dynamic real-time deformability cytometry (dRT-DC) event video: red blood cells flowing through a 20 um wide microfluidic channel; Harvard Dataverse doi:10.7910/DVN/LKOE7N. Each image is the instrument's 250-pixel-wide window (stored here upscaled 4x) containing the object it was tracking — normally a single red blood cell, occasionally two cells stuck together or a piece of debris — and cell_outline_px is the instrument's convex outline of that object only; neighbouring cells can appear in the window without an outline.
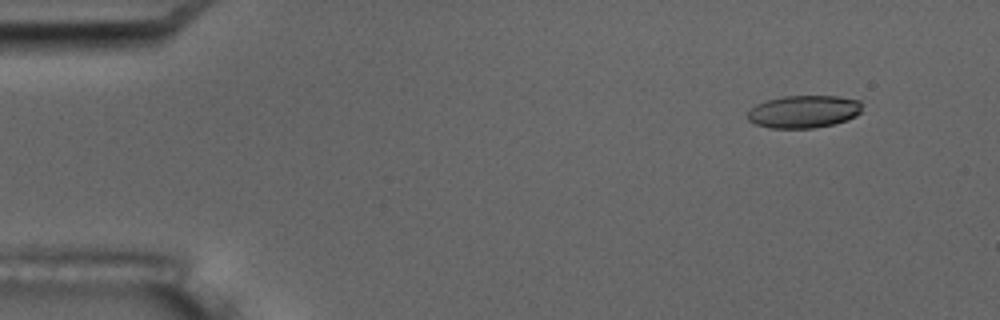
{"species": "common noctule bat (a hibernating species)", "species_latin": "Nyctalus noctula", "temperature_condition": "room temperature", "stored_images_in_passage": 5, "camera_frame_rate_fps": 3000, "um_per_image_px": 0.085, "animal": {"sex": "male", "body_mass_g": 17.5, "forearm_length_mm": 52.3}, "frame": {"image": 1, "passage_image": 2, "time_ms": 1.0, "image_size_px": [1000, 320], "cell_outline_px": [[860, 112], [856, 116], [848, 120], [816, 128], [768, 128], [756, 124], [748, 120], [748, 112], [756, 104], [768, 100], [784, 96], [840, 96], [860, 100]], "centroid_in_image_um": [68.33, 9.49], "position_along_channel_um": 16.7, "area_um2": 21.73}}